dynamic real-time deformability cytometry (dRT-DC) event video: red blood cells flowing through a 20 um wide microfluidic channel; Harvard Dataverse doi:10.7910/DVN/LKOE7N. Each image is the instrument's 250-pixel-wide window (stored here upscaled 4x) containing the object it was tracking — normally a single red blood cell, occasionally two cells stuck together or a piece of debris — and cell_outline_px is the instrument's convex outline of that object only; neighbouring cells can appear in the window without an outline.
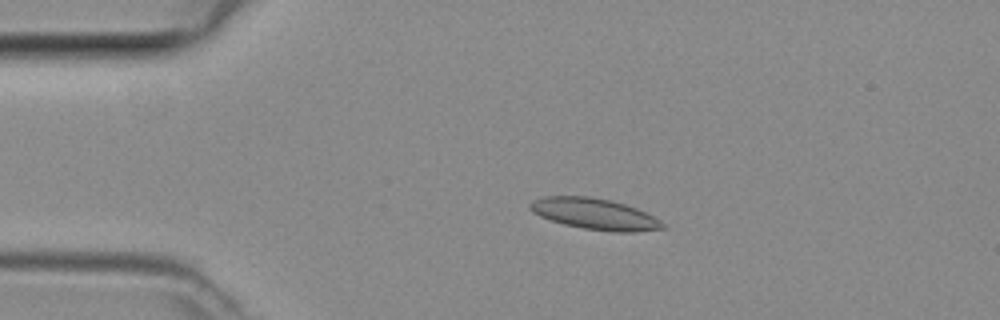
{"species": "common noctule bat (a hibernating species)", "species_latin": "Nyctalus noctula", "temperature_condition": "room temperature", "stored_images_in_passage": 36, "camera_frame_rate_fps": 3000, "um_per_image_px": 0.085, "animal": {"sex": "female", "body_mass_g": 29.2, "forearm_length_mm": 56.3}, "frame": {"image": 1, "passage_image": 9, "time_ms": 2.667, "image_size_px": [1000, 320], "cell_outline_px": [[668, 228], [636, 232], [612, 232], [584, 228], [564, 224], [540, 216], [532, 212], [528, 208], [528, 204], [532, 200], [544, 196], [588, 196], [612, 200], [636, 208], [660, 220]], "centroid_in_image_um": [50.54, 18.18], "position_along_channel_um": 34.5, "area_um2": 24.1}}
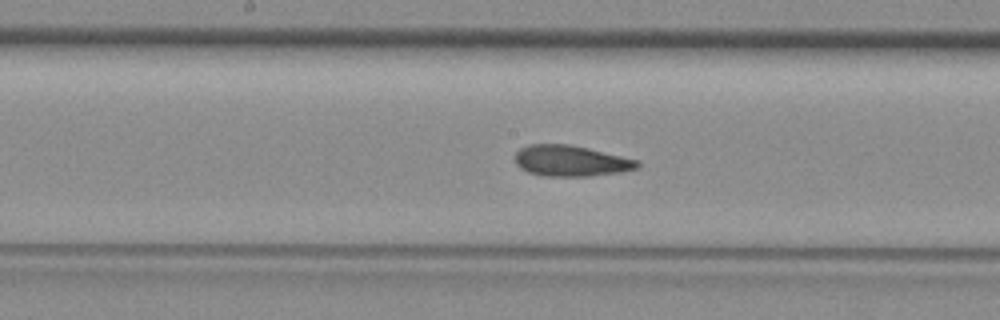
{"frame": {"image": 2, "passage_image": 23, "time_ms": 7.333, "image_size_px": [1000, 320], "cell_outline_px": [[640, 164], [636, 168], [620, 172], [592, 176], [540, 176], [528, 172], [520, 168], [516, 164], [516, 152], [520, 148], [528, 144], [572, 144], [640, 160]], "centroid_in_image_um": [48.52, 13.67], "position_along_channel_um": 199.7, "area_um2": 22.25}}
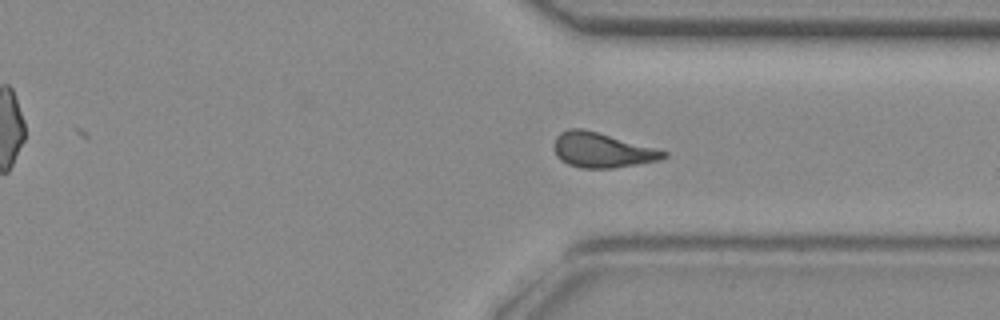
{"frame": {"image": 3, "passage_image": 34, "time_ms": 11.0, "image_size_px": [1000, 320], "cell_outline_px": [[668, 156], [660, 160], [612, 168], [580, 168], [568, 164], [560, 160], [556, 156], [556, 136], [560, 132], [572, 128], [584, 128], [656, 148], [668, 152]], "centroid_in_image_um": [51.19, 12.76], "position_along_channel_um": 360.2, "area_um2": 22.14}}